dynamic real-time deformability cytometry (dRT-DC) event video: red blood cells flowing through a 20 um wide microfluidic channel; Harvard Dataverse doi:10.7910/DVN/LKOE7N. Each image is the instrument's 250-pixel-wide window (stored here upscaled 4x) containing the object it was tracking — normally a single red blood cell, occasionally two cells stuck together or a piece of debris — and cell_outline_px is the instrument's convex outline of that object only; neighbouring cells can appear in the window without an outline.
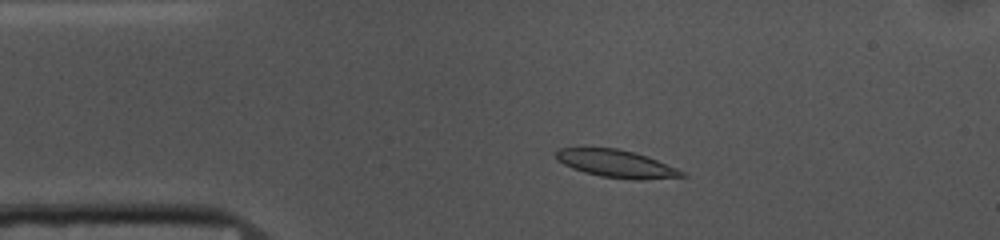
{"species": "common noctule bat (a hibernating species)", "species_latin": "Nyctalus noctula", "temperature_condition": "cold", "stored_images_in_passage": 51, "camera_frame_rate_fps": 3000, "um_per_image_px": 0.085, "animal": {"sex": "female", "body_mass_g": 10.0, "forearm_length_mm": 53.1}, "frame": {"image": 1, "passage_image": 8, "time_ms": 2.333, "image_size_px": [1000, 240], "cell_outline_px": [[688, 176], [640, 180], [636, 180], [600, 176], [584, 172], [572, 168], [556, 160], [556, 152], [560, 148], [616, 148], [636, 152], [648, 156], [676, 168], [684, 172]], "centroid_in_image_um": [52.4, 13.91], "position_along_channel_um": 32.6, "area_um2": 20.17}}
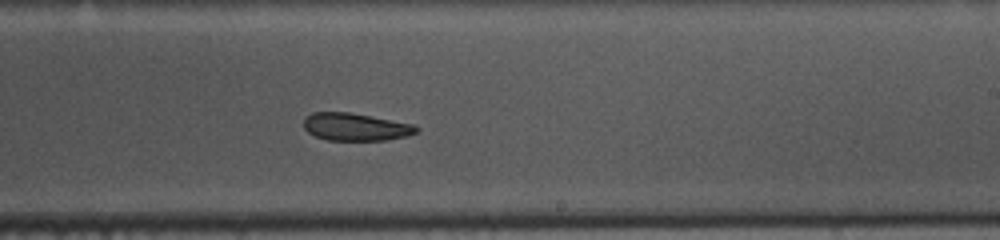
{"frame": {"image": 2, "passage_image": 29, "time_ms": 9.333, "image_size_px": [1000, 240], "cell_outline_px": [[420, 132], [408, 136], [384, 140], [328, 140], [316, 136], [308, 132], [304, 128], [304, 120], [312, 112], [352, 112], [412, 124], [420, 128]], "centroid_in_image_um": [30.26, 10.78], "position_along_channel_um": 258.7, "area_um2": 18.15}}
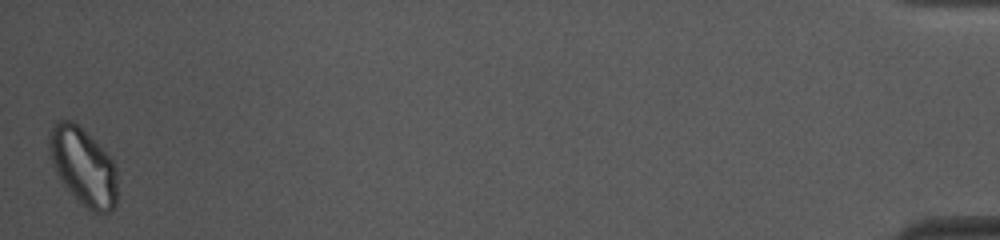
{"frame": {"image": 3, "passage_image": 51, "time_ms": 16.667, "image_size_px": [1000, 240], "cell_outline_px": [[116, 204], [112, 212], [92, 212], [60, 180], [56, 172], [48, 148], [48, 136], [52, 124], [60, 120], [72, 120], [112, 160], [116, 168]], "centroid_in_image_um": [7.05, 14.15], "position_along_channel_um": 428.1, "area_um2": 29.88}, "authors_computed_cell_mechanics": {"area_um2": 19.9988, "velocity_mm_per_s": 3.6718, "shape_relaxation_time_tau1_ms": 7.0406, "shape_relaxation_time_tau2_ms": null, "deformation_change_tau1": 0.145, "deformation_change_tau2": null}}